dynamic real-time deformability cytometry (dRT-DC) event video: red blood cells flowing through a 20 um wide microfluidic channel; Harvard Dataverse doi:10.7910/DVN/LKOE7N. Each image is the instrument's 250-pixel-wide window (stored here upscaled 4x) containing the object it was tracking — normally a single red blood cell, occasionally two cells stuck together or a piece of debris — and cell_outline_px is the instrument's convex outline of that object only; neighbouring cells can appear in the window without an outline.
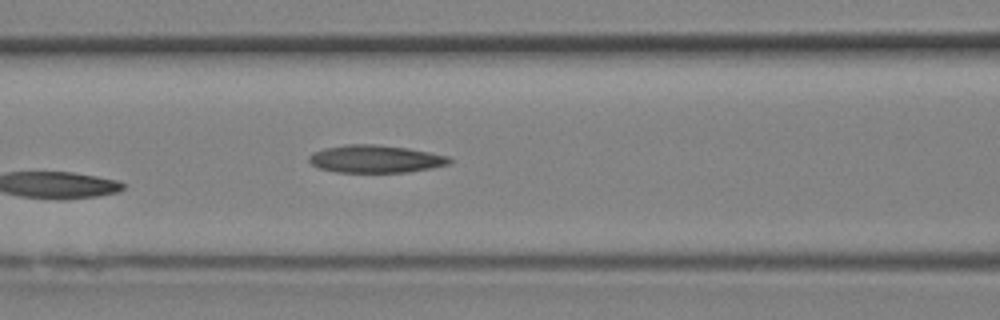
{"species": "Egyptian fruit bat (a non-hibernating species)", "species_latin": "Rousettus aegyptiacus", "temperature_condition": "room temperature", "stored_images_in_passage": 10, "camera_frame_rate_fps": 3000, "um_per_image_px": 0.085, "animal": {"sex": "female"}, "frame": {"image": 1, "passage_image": 10, "time_ms": 3.0, "image_size_px": [1000, 320], "cell_outline_px": [[452, 160], [448, 164], [408, 172], [336, 172], [320, 168], [312, 164], [308, 160], [308, 156], [324, 148], [344, 144], [376, 144], [408, 148], [448, 156]], "centroid_in_image_um": [31.89, 13.5], "position_along_channel_um": 134.7, "area_um2": 22.43}}